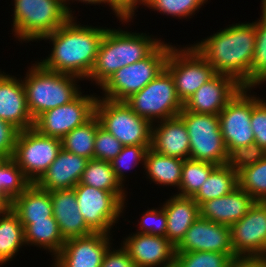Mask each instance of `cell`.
<instances>
[{"mask_svg":"<svg viewBox=\"0 0 266 267\" xmlns=\"http://www.w3.org/2000/svg\"><path fill=\"white\" fill-rule=\"evenodd\" d=\"M74 19L71 17L41 39L51 41L53 48L51 54L39 63L48 70L75 75L84 80L93 69L107 28L80 25Z\"/></svg>","mask_w":266,"mask_h":267,"instance_id":"obj_1","label":"cell"},{"mask_svg":"<svg viewBox=\"0 0 266 267\" xmlns=\"http://www.w3.org/2000/svg\"><path fill=\"white\" fill-rule=\"evenodd\" d=\"M255 42V22H247L229 25L193 47L213 66L216 74L231 76L243 87H251Z\"/></svg>","mask_w":266,"mask_h":267,"instance_id":"obj_2","label":"cell"},{"mask_svg":"<svg viewBox=\"0 0 266 267\" xmlns=\"http://www.w3.org/2000/svg\"><path fill=\"white\" fill-rule=\"evenodd\" d=\"M146 33L107 28L87 80L102 87L120 68L148 57L161 43Z\"/></svg>","mask_w":266,"mask_h":267,"instance_id":"obj_3","label":"cell"},{"mask_svg":"<svg viewBox=\"0 0 266 267\" xmlns=\"http://www.w3.org/2000/svg\"><path fill=\"white\" fill-rule=\"evenodd\" d=\"M35 63L22 80L33 120L50 109L74 100L81 93L75 81L82 80L75 75L48 70L39 61Z\"/></svg>","mask_w":266,"mask_h":267,"instance_id":"obj_4","label":"cell"},{"mask_svg":"<svg viewBox=\"0 0 266 267\" xmlns=\"http://www.w3.org/2000/svg\"><path fill=\"white\" fill-rule=\"evenodd\" d=\"M13 32L19 41L41 40L71 16L64 0H14Z\"/></svg>","mask_w":266,"mask_h":267,"instance_id":"obj_5","label":"cell"},{"mask_svg":"<svg viewBox=\"0 0 266 267\" xmlns=\"http://www.w3.org/2000/svg\"><path fill=\"white\" fill-rule=\"evenodd\" d=\"M125 102L138 116L152 124L177 117L184 106L177 95L174 79L166 68Z\"/></svg>","mask_w":266,"mask_h":267,"instance_id":"obj_6","label":"cell"},{"mask_svg":"<svg viewBox=\"0 0 266 267\" xmlns=\"http://www.w3.org/2000/svg\"><path fill=\"white\" fill-rule=\"evenodd\" d=\"M170 43L164 41L146 58L116 71L100 88L104 97L113 101H125L155 79L165 68Z\"/></svg>","mask_w":266,"mask_h":267,"instance_id":"obj_7","label":"cell"},{"mask_svg":"<svg viewBox=\"0 0 266 267\" xmlns=\"http://www.w3.org/2000/svg\"><path fill=\"white\" fill-rule=\"evenodd\" d=\"M95 115L104 129L123 146L151 145L153 124L138 116L125 101L97 98Z\"/></svg>","mask_w":266,"mask_h":267,"instance_id":"obj_8","label":"cell"},{"mask_svg":"<svg viewBox=\"0 0 266 267\" xmlns=\"http://www.w3.org/2000/svg\"><path fill=\"white\" fill-rule=\"evenodd\" d=\"M189 135V159L226 165L228 152L219 126V115L193 113L184 108L178 115Z\"/></svg>","mask_w":266,"mask_h":267,"instance_id":"obj_9","label":"cell"},{"mask_svg":"<svg viewBox=\"0 0 266 267\" xmlns=\"http://www.w3.org/2000/svg\"><path fill=\"white\" fill-rule=\"evenodd\" d=\"M79 211L94 233L111 234L125 208V191H105L80 182L74 187ZM113 225V226H112Z\"/></svg>","mask_w":266,"mask_h":267,"instance_id":"obj_10","label":"cell"},{"mask_svg":"<svg viewBox=\"0 0 266 267\" xmlns=\"http://www.w3.org/2000/svg\"><path fill=\"white\" fill-rule=\"evenodd\" d=\"M165 68L172 75L177 95L183 104L216 75L213 66L193 45L180 49L170 44Z\"/></svg>","mask_w":266,"mask_h":267,"instance_id":"obj_11","label":"cell"},{"mask_svg":"<svg viewBox=\"0 0 266 267\" xmlns=\"http://www.w3.org/2000/svg\"><path fill=\"white\" fill-rule=\"evenodd\" d=\"M61 149V139L43 135L32 127L19 132L12 158L25 177L36 183Z\"/></svg>","mask_w":266,"mask_h":267,"instance_id":"obj_12","label":"cell"},{"mask_svg":"<svg viewBox=\"0 0 266 267\" xmlns=\"http://www.w3.org/2000/svg\"><path fill=\"white\" fill-rule=\"evenodd\" d=\"M97 98L93 94L83 95L81 92L69 103L39 115L34 120L33 128L43 135L62 139L95 115Z\"/></svg>","mask_w":266,"mask_h":267,"instance_id":"obj_13","label":"cell"},{"mask_svg":"<svg viewBox=\"0 0 266 267\" xmlns=\"http://www.w3.org/2000/svg\"><path fill=\"white\" fill-rule=\"evenodd\" d=\"M252 87H242L219 113V126L228 154L237 147L254 143L251 128Z\"/></svg>","mask_w":266,"mask_h":267,"instance_id":"obj_14","label":"cell"},{"mask_svg":"<svg viewBox=\"0 0 266 267\" xmlns=\"http://www.w3.org/2000/svg\"><path fill=\"white\" fill-rule=\"evenodd\" d=\"M234 254L245 257H266V202L256 201L246 215L230 226Z\"/></svg>","mask_w":266,"mask_h":267,"instance_id":"obj_15","label":"cell"},{"mask_svg":"<svg viewBox=\"0 0 266 267\" xmlns=\"http://www.w3.org/2000/svg\"><path fill=\"white\" fill-rule=\"evenodd\" d=\"M111 234L92 233L67 239L54 257L53 267H101L104 256L111 248Z\"/></svg>","mask_w":266,"mask_h":267,"instance_id":"obj_16","label":"cell"},{"mask_svg":"<svg viewBox=\"0 0 266 267\" xmlns=\"http://www.w3.org/2000/svg\"><path fill=\"white\" fill-rule=\"evenodd\" d=\"M195 251L234 253L230 226L199 217L176 246V253Z\"/></svg>","mask_w":266,"mask_h":267,"instance_id":"obj_17","label":"cell"},{"mask_svg":"<svg viewBox=\"0 0 266 267\" xmlns=\"http://www.w3.org/2000/svg\"><path fill=\"white\" fill-rule=\"evenodd\" d=\"M242 87L233 77L216 74L193 93L183 108L193 113L219 115Z\"/></svg>","mask_w":266,"mask_h":267,"instance_id":"obj_18","label":"cell"},{"mask_svg":"<svg viewBox=\"0 0 266 267\" xmlns=\"http://www.w3.org/2000/svg\"><path fill=\"white\" fill-rule=\"evenodd\" d=\"M122 242L136 267H160L175 260L176 247L166 237L136 232Z\"/></svg>","mask_w":266,"mask_h":267,"instance_id":"obj_19","label":"cell"},{"mask_svg":"<svg viewBox=\"0 0 266 267\" xmlns=\"http://www.w3.org/2000/svg\"><path fill=\"white\" fill-rule=\"evenodd\" d=\"M0 119L13 124L20 131L32 128L34 125L22 80L2 71L0 73Z\"/></svg>","mask_w":266,"mask_h":267,"instance_id":"obj_20","label":"cell"},{"mask_svg":"<svg viewBox=\"0 0 266 267\" xmlns=\"http://www.w3.org/2000/svg\"><path fill=\"white\" fill-rule=\"evenodd\" d=\"M88 161L85 157L61 149L35 184L46 191L74 188L80 182Z\"/></svg>","mask_w":266,"mask_h":267,"instance_id":"obj_21","label":"cell"},{"mask_svg":"<svg viewBox=\"0 0 266 267\" xmlns=\"http://www.w3.org/2000/svg\"><path fill=\"white\" fill-rule=\"evenodd\" d=\"M53 216L65 240L94 233L82 217L74 188L50 191Z\"/></svg>","mask_w":266,"mask_h":267,"instance_id":"obj_22","label":"cell"},{"mask_svg":"<svg viewBox=\"0 0 266 267\" xmlns=\"http://www.w3.org/2000/svg\"><path fill=\"white\" fill-rule=\"evenodd\" d=\"M256 201L237 187L230 194L212 199L199 206L200 217L231 226L243 218Z\"/></svg>","mask_w":266,"mask_h":267,"instance_id":"obj_23","label":"cell"},{"mask_svg":"<svg viewBox=\"0 0 266 267\" xmlns=\"http://www.w3.org/2000/svg\"><path fill=\"white\" fill-rule=\"evenodd\" d=\"M157 123L152 126L151 148L166 156L189 159V135L184 121L177 116Z\"/></svg>","mask_w":266,"mask_h":267,"instance_id":"obj_24","label":"cell"},{"mask_svg":"<svg viewBox=\"0 0 266 267\" xmlns=\"http://www.w3.org/2000/svg\"><path fill=\"white\" fill-rule=\"evenodd\" d=\"M163 209L167 216L166 238L176 247L200 217L199 205L193 197L174 194L163 204Z\"/></svg>","mask_w":266,"mask_h":267,"instance_id":"obj_25","label":"cell"},{"mask_svg":"<svg viewBox=\"0 0 266 267\" xmlns=\"http://www.w3.org/2000/svg\"><path fill=\"white\" fill-rule=\"evenodd\" d=\"M21 223L49 220L53 216L50 191L40 189L32 183L21 195L10 203Z\"/></svg>","mask_w":266,"mask_h":267,"instance_id":"obj_26","label":"cell"},{"mask_svg":"<svg viewBox=\"0 0 266 267\" xmlns=\"http://www.w3.org/2000/svg\"><path fill=\"white\" fill-rule=\"evenodd\" d=\"M184 160L154 151L151 147L145 155L144 169L153 183L179 189Z\"/></svg>","mask_w":266,"mask_h":267,"instance_id":"obj_27","label":"cell"},{"mask_svg":"<svg viewBox=\"0 0 266 267\" xmlns=\"http://www.w3.org/2000/svg\"><path fill=\"white\" fill-rule=\"evenodd\" d=\"M25 246L24 227L17 214L8 206L0 213V266L12 261Z\"/></svg>","mask_w":266,"mask_h":267,"instance_id":"obj_28","label":"cell"},{"mask_svg":"<svg viewBox=\"0 0 266 267\" xmlns=\"http://www.w3.org/2000/svg\"><path fill=\"white\" fill-rule=\"evenodd\" d=\"M24 227L25 243L48 249L53 257L63 248L65 239L61 235L54 216L49 220L35 221L34 223H22Z\"/></svg>","mask_w":266,"mask_h":267,"instance_id":"obj_29","label":"cell"},{"mask_svg":"<svg viewBox=\"0 0 266 267\" xmlns=\"http://www.w3.org/2000/svg\"><path fill=\"white\" fill-rule=\"evenodd\" d=\"M238 187L237 171L226 165L217 166L208 179L193 196L200 206L202 203L230 194Z\"/></svg>","mask_w":266,"mask_h":267,"instance_id":"obj_30","label":"cell"},{"mask_svg":"<svg viewBox=\"0 0 266 267\" xmlns=\"http://www.w3.org/2000/svg\"><path fill=\"white\" fill-rule=\"evenodd\" d=\"M100 125L99 118L94 115L86 123L76 127L61 139L62 149L89 160L93 159L96 131Z\"/></svg>","mask_w":266,"mask_h":267,"instance_id":"obj_31","label":"cell"},{"mask_svg":"<svg viewBox=\"0 0 266 267\" xmlns=\"http://www.w3.org/2000/svg\"><path fill=\"white\" fill-rule=\"evenodd\" d=\"M31 184L12 157L0 162V196L9 205Z\"/></svg>","mask_w":266,"mask_h":267,"instance_id":"obj_32","label":"cell"},{"mask_svg":"<svg viewBox=\"0 0 266 267\" xmlns=\"http://www.w3.org/2000/svg\"><path fill=\"white\" fill-rule=\"evenodd\" d=\"M80 183L105 191H125V186L117 180L111 163L94 158L88 161Z\"/></svg>","mask_w":266,"mask_h":267,"instance_id":"obj_33","label":"cell"},{"mask_svg":"<svg viewBox=\"0 0 266 267\" xmlns=\"http://www.w3.org/2000/svg\"><path fill=\"white\" fill-rule=\"evenodd\" d=\"M216 167L217 165L206 161L185 159L178 189L180 191L176 195L193 197Z\"/></svg>","mask_w":266,"mask_h":267,"instance_id":"obj_34","label":"cell"},{"mask_svg":"<svg viewBox=\"0 0 266 267\" xmlns=\"http://www.w3.org/2000/svg\"><path fill=\"white\" fill-rule=\"evenodd\" d=\"M262 15L255 21L256 42L251 62V87L266 83V0H262Z\"/></svg>","mask_w":266,"mask_h":267,"instance_id":"obj_35","label":"cell"},{"mask_svg":"<svg viewBox=\"0 0 266 267\" xmlns=\"http://www.w3.org/2000/svg\"><path fill=\"white\" fill-rule=\"evenodd\" d=\"M238 187L255 201L266 202V156L237 172Z\"/></svg>","mask_w":266,"mask_h":267,"instance_id":"obj_36","label":"cell"},{"mask_svg":"<svg viewBox=\"0 0 266 267\" xmlns=\"http://www.w3.org/2000/svg\"><path fill=\"white\" fill-rule=\"evenodd\" d=\"M238 260L234 253L195 251L175 255L179 267H235Z\"/></svg>","mask_w":266,"mask_h":267,"instance_id":"obj_37","label":"cell"},{"mask_svg":"<svg viewBox=\"0 0 266 267\" xmlns=\"http://www.w3.org/2000/svg\"><path fill=\"white\" fill-rule=\"evenodd\" d=\"M151 145H129L123 146L120 153L110 161L117 180L124 186L125 170H131L139 163L144 165L145 155Z\"/></svg>","mask_w":266,"mask_h":267,"instance_id":"obj_38","label":"cell"},{"mask_svg":"<svg viewBox=\"0 0 266 267\" xmlns=\"http://www.w3.org/2000/svg\"><path fill=\"white\" fill-rule=\"evenodd\" d=\"M208 0H148L144 6L160 14H167L173 17L186 18L195 15Z\"/></svg>","mask_w":266,"mask_h":267,"instance_id":"obj_39","label":"cell"},{"mask_svg":"<svg viewBox=\"0 0 266 267\" xmlns=\"http://www.w3.org/2000/svg\"><path fill=\"white\" fill-rule=\"evenodd\" d=\"M266 156V150L257 143L234 148L228 154L227 165L235 171L254 165Z\"/></svg>","mask_w":266,"mask_h":267,"instance_id":"obj_40","label":"cell"},{"mask_svg":"<svg viewBox=\"0 0 266 267\" xmlns=\"http://www.w3.org/2000/svg\"><path fill=\"white\" fill-rule=\"evenodd\" d=\"M121 142L101 125L97 128L94 141V159L110 162L122 150Z\"/></svg>","mask_w":266,"mask_h":267,"instance_id":"obj_41","label":"cell"},{"mask_svg":"<svg viewBox=\"0 0 266 267\" xmlns=\"http://www.w3.org/2000/svg\"><path fill=\"white\" fill-rule=\"evenodd\" d=\"M166 231L167 216L163 206L159 209H148L143 213L137 233L166 237Z\"/></svg>","mask_w":266,"mask_h":267,"instance_id":"obj_42","label":"cell"},{"mask_svg":"<svg viewBox=\"0 0 266 267\" xmlns=\"http://www.w3.org/2000/svg\"><path fill=\"white\" fill-rule=\"evenodd\" d=\"M251 128L254 134V143L266 150V100L253 95V109L251 114Z\"/></svg>","mask_w":266,"mask_h":267,"instance_id":"obj_43","label":"cell"},{"mask_svg":"<svg viewBox=\"0 0 266 267\" xmlns=\"http://www.w3.org/2000/svg\"><path fill=\"white\" fill-rule=\"evenodd\" d=\"M19 132L13 124L0 119V154L5 158L13 157Z\"/></svg>","mask_w":266,"mask_h":267,"instance_id":"obj_44","label":"cell"},{"mask_svg":"<svg viewBox=\"0 0 266 267\" xmlns=\"http://www.w3.org/2000/svg\"><path fill=\"white\" fill-rule=\"evenodd\" d=\"M101 267H136L134 261L129 257L127 251L121 246L118 250L108 249Z\"/></svg>","mask_w":266,"mask_h":267,"instance_id":"obj_45","label":"cell"},{"mask_svg":"<svg viewBox=\"0 0 266 267\" xmlns=\"http://www.w3.org/2000/svg\"><path fill=\"white\" fill-rule=\"evenodd\" d=\"M109 3L125 18L132 19L141 0H109Z\"/></svg>","mask_w":266,"mask_h":267,"instance_id":"obj_46","label":"cell"},{"mask_svg":"<svg viewBox=\"0 0 266 267\" xmlns=\"http://www.w3.org/2000/svg\"><path fill=\"white\" fill-rule=\"evenodd\" d=\"M70 0H64V4H65V7H66V10L68 11V14L71 16V17H73V14H72V10H70L71 8H70V6H69V4H70V2H69ZM71 1H74V0H71ZM76 2L77 1H79V2H83V3H85V4H103L104 3V5L107 3L108 5H109V7L114 11V15H116V17L117 18H119V21L121 20V21H123V22H129V21H131V19H125L110 3H109V0H75ZM68 4V5H67ZM69 6V7H68Z\"/></svg>","mask_w":266,"mask_h":267,"instance_id":"obj_47","label":"cell"},{"mask_svg":"<svg viewBox=\"0 0 266 267\" xmlns=\"http://www.w3.org/2000/svg\"><path fill=\"white\" fill-rule=\"evenodd\" d=\"M235 267H266V257H245L240 258Z\"/></svg>","mask_w":266,"mask_h":267,"instance_id":"obj_48","label":"cell"},{"mask_svg":"<svg viewBox=\"0 0 266 267\" xmlns=\"http://www.w3.org/2000/svg\"><path fill=\"white\" fill-rule=\"evenodd\" d=\"M9 204L0 196V213L3 212Z\"/></svg>","mask_w":266,"mask_h":267,"instance_id":"obj_49","label":"cell"},{"mask_svg":"<svg viewBox=\"0 0 266 267\" xmlns=\"http://www.w3.org/2000/svg\"><path fill=\"white\" fill-rule=\"evenodd\" d=\"M161 267H179L178 263L174 260L169 264L162 265Z\"/></svg>","mask_w":266,"mask_h":267,"instance_id":"obj_50","label":"cell"},{"mask_svg":"<svg viewBox=\"0 0 266 267\" xmlns=\"http://www.w3.org/2000/svg\"><path fill=\"white\" fill-rule=\"evenodd\" d=\"M148 0H141V4L144 5Z\"/></svg>","mask_w":266,"mask_h":267,"instance_id":"obj_51","label":"cell"},{"mask_svg":"<svg viewBox=\"0 0 266 267\" xmlns=\"http://www.w3.org/2000/svg\"><path fill=\"white\" fill-rule=\"evenodd\" d=\"M5 157L0 154V162L4 159Z\"/></svg>","mask_w":266,"mask_h":267,"instance_id":"obj_52","label":"cell"}]
</instances>
